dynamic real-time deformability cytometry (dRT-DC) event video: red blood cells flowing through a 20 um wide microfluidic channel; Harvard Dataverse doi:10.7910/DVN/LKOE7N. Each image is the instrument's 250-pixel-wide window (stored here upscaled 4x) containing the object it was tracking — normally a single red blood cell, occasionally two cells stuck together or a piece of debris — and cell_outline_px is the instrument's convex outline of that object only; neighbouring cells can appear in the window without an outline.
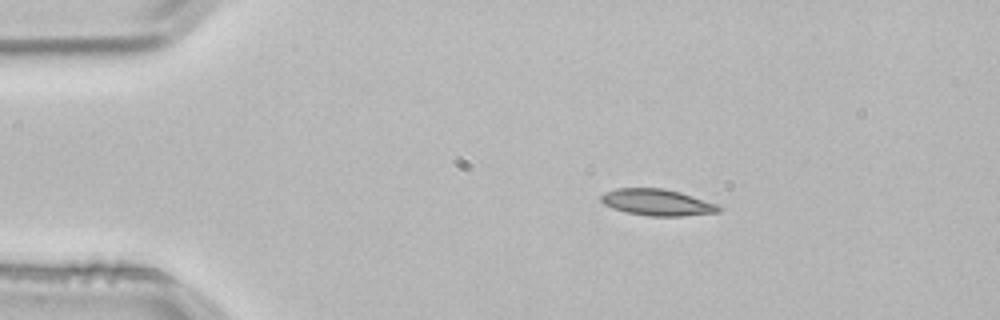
{"species": "common noctule bat (a hibernating species)", "species_latin": "Nyctalus noctula", "temperature_condition": "room temperature", "stored_images_in_passage": 3, "camera_frame_rate_fps": 3000, "um_per_image_px": 0.085, "animal": {"sex": "male", "body_mass_g": 21.5, "forearm_length_mm": 52.0}, "frame": {"image": 1, "passage_image": 2, "time_ms": 0.333, "image_size_px": [1000, 320], "cell_outline_px": [[724, 208], [720, 212], [680, 216], [648, 216], [624, 212], [612, 208], [604, 204], [600, 200], [600, 196], [604, 192], [616, 188], [664, 188], [680, 192], [716, 204]], "centroid_in_image_um": [55.83, 17.2], "position_along_channel_um": 29.2, "area_um2": 18.26}}